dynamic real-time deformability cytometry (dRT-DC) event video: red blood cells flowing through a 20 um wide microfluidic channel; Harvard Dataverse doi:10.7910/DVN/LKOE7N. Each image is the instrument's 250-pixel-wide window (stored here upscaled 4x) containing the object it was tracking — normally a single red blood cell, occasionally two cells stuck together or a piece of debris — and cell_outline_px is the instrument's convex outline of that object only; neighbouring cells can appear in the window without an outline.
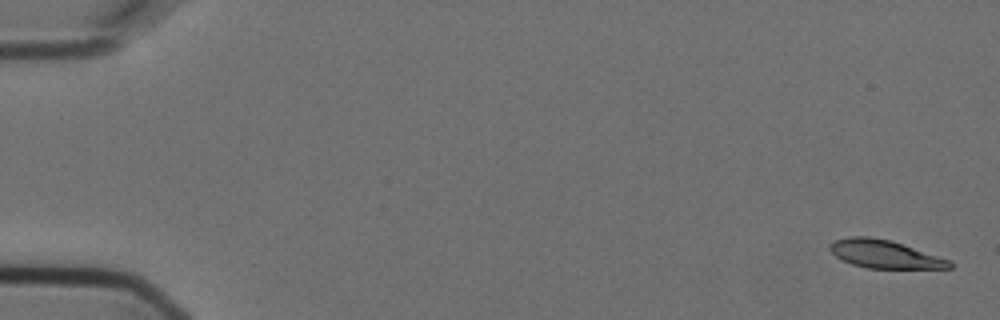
{"species": "Egyptian fruit bat (a non-hibernating species)", "species_latin": "Rousettus aegyptiacus", "temperature_condition": "cold", "stored_images_in_passage": 3, "camera_frame_rate_fps": 3000, "um_per_image_px": 0.085, "animal": {"sex": "female"}, "frame": {"image": 1, "passage_image": 1, "time_ms": 0.0, "image_size_px": [1000, 320], "cell_outline_px": [[952, 268], [868, 268], [852, 264], [840, 260], [828, 248], [828, 244], [832, 240], [848, 236], [868, 236], [892, 240], [952, 260]], "centroid_in_image_um": [75.17, 21.58], "position_along_channel_um": 9.8, "area_um2": 19.88}}